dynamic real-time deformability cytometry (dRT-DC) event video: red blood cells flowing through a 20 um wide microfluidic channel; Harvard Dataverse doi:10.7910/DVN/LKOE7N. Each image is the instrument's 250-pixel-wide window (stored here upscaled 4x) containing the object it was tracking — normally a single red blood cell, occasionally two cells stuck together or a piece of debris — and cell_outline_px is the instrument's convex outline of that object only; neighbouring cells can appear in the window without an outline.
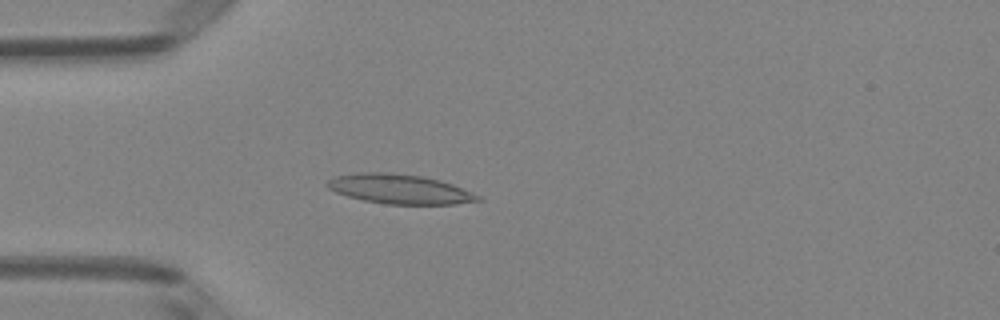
{"species": "Egyptian fruit bat (a non-hibernating species)", "species_latin": "Rousettus aegyptiacus", "temperature_condition": "room temperature", "stored_images_in_passage": 4, "camera_frame_rate_fps": 3000, "um_per_image_px": 0.085, "animal": {"sex": "female"}, "frame": {"image": 1, "passage_image": 4, "time_ms": 1.0, "image_size_px": [1000, 320], "cell_outline_px": [[484, 200], [456, 204], [384, 204], [364, 200], [348, 196], [336, 192], [328, 188], [324, 184], [328, 180], [336, 176], [356, 172], [388, 172], [420, 176], [440, 180], [452, 184], [480, 196]], "centroid_in_image_um": [33.95, 16.07], "position_along_channel_um": 51.1, "area_um2": 25.89}}